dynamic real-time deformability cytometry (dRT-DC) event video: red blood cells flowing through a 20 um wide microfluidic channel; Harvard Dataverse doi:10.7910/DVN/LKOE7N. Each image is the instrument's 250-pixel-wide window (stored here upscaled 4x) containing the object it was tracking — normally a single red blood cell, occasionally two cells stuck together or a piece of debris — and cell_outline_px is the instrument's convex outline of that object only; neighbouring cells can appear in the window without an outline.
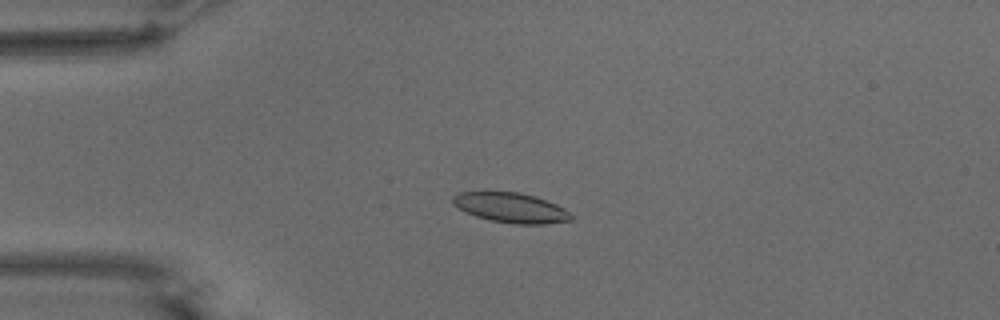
{"species": "common noctule bat (a hibernating species)", "species_latin": "Nyctalus noctula", "temperature_condition": "warm", "stored_images_in_passage": 55, "camera_frame_rate_fps": 3000, "um_per_image_px": 0.085, "animal": {"sex": "male", "body_mass_g": 15.6}, "frame": {"image": 1, "passage_image": 14, "time_ms": 4.333, "image_size_px": [1000, 320], "cell_outline_px": [[572, 220], [544, 224], [516, 224], [492, 220], [476, 216], [452, 204], [452, 196], [456, 192], [520, 192], [536, 196], [556, 204], [564, 208], [572, 216]], "centroid_in_image_um": [43.43, 17.64], "position_along_channel_um": 41.6, "area_um2": 20.46}}
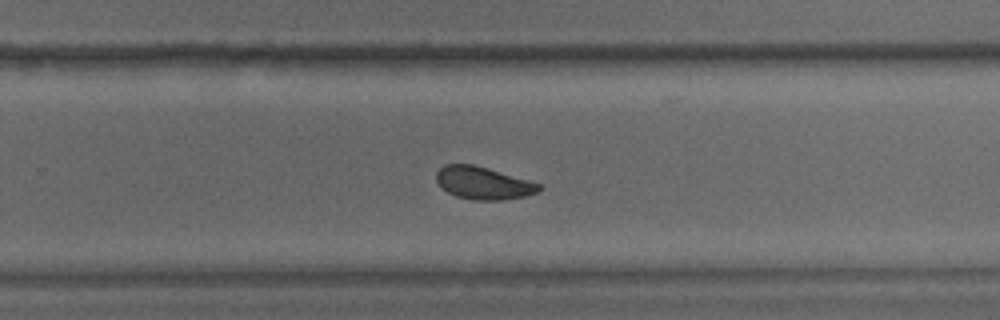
{"frame": {"image": 2, "passage_image": 36, "time_ms": 11.667, "image_size_px": [1000, 320], "cell_outline_px": [[544, 188], [536, 192], [524, 196], [500, 200], [472, 200], [456, 196], [440, 188], [436, 180], [436, 172], [444, 164], [472, 164], [488, 168], [528, 180], [540, 184]], "centroid_in_image_um": [41.04, 15.56], "position_along_channel_um": 288.8, "area_um2": 19.48}}
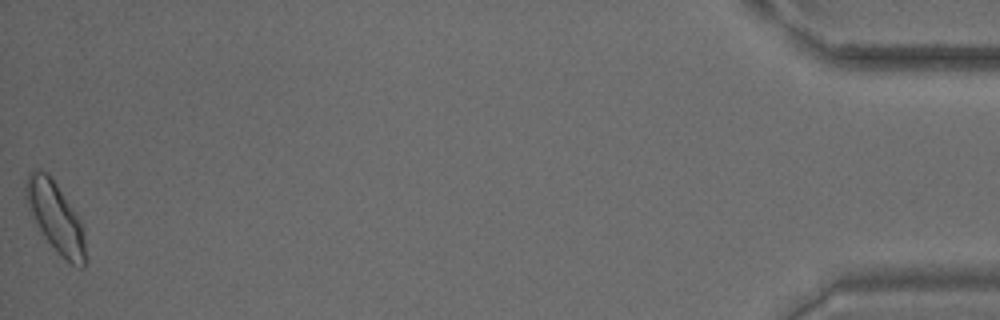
{"frame": {"image": 3, "passage_image": 55, "time_ms": 18.0, "image_size_px": [1000, 320], "cell_outline_px": [[84, 268], [80, 268], [72, 264], [44, 236], [28, 212], [24, 200], [24, 184], [28, 172], [36, 168], [40, 168], [48, 172], [52, 176], [80, 220], [84, 240]], "centroid_in_image_um": [4.63, 18.32], "position_along_channel_um": 430.6, "area_um2": 24.16}, "authors_computed_cell_mechanics": {"area_um2": 20.6346, "velocity_mm_per_s": 3.7282, "shape_relaxation_time_tau1_ms": 3.1303, "shape_relaxation_time_tau2_ms": 4.2359, "deformation_change_tau1": 0.1147, "deformation_change_tau2": 0.0744}}